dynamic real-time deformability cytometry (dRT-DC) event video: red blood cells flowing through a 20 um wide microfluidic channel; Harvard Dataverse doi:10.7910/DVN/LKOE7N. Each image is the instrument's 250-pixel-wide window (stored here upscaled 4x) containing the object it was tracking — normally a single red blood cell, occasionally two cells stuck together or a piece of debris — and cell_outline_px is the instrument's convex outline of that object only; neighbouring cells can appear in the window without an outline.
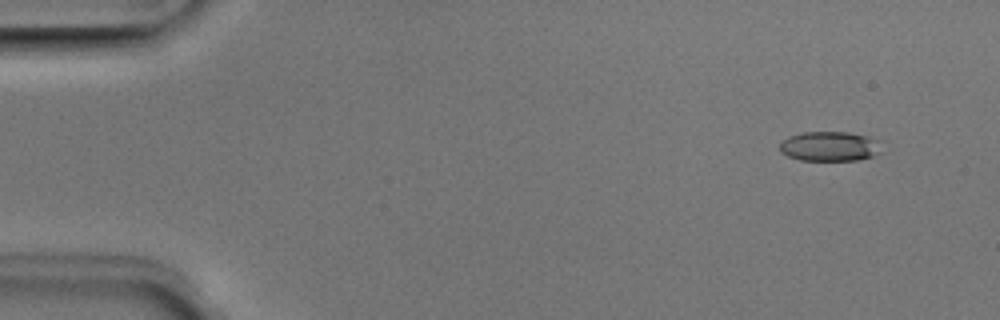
{"species": "Egyptian fruit bat (a non-hibernating species)", "species_latin": "Rousettus aegyptiacus", "temperature_condition": "room temperature", "stored_images_in_passage": 4, "camera_frame_rate_fps": 3000, "um_per_image_px": 0.085, "animal": {"sex": "male"}, "frame": {"image": 1, "passage_image": 1, "time_ms": 0.0, "image_size_px": [1000, 320], "cell_outline_px": [[884, 152], [872, 156], [856, 160], [800, 160], [788, 156], [780, 152], [780, 144], [788, 136], [804, 132], [848, 132], [868, 136], [880, 140]], "centroid_in_image_um": [70.59, 12.43], "position_along_channel_um": 14.4, "area_um2": 17.86}}
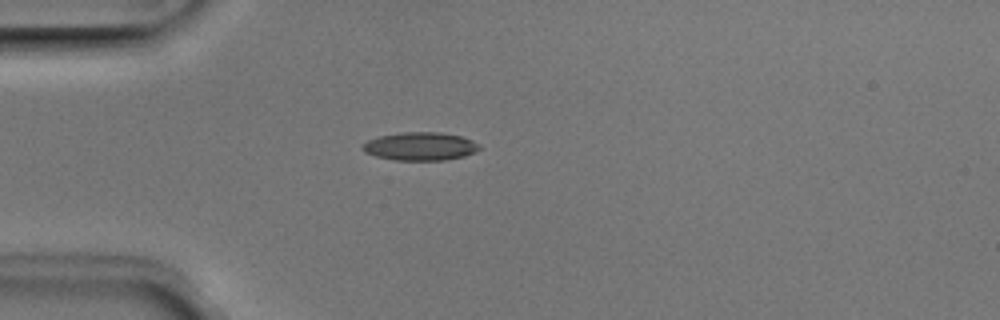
{"frame": {"image": 2, "passage_image": 4, "time_ms": 1.0, "image_size_px": [1000, 320], "cell_outline_px": [[480, 148], [476, 152], [464, 156], [444, 160], [396, 160], [376, 156], [364, 152], [360, 148], [368, 140], [376, 136], [400, 132], [440, 132], [460, 136], [472, 140], [480, 144]], "centroid_in_image_um": [35.71, 12.43], "position_along_channel_um": 49.3, "area_um2": 19.31}}